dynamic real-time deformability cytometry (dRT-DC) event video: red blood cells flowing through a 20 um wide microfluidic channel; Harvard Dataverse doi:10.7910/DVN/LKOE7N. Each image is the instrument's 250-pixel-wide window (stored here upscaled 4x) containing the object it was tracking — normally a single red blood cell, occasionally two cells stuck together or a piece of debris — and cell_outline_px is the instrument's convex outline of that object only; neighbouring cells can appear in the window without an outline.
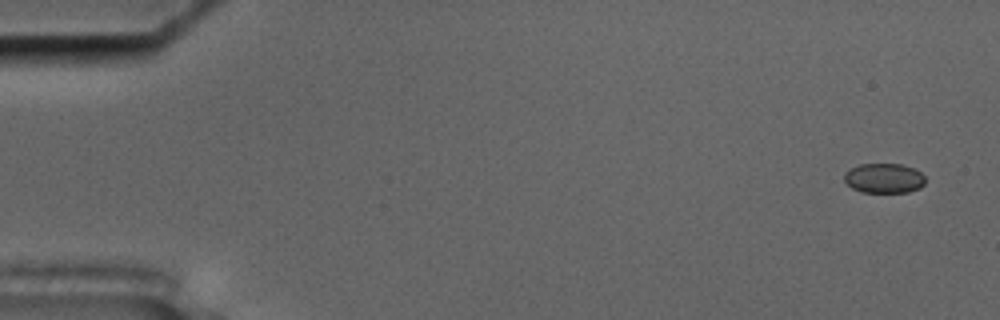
{"species": "common noctule bat (a hibernating species)", "species_latin": "Nyctalus noctula", "temperature_condition": "cold", "stored_images_in_passage": 57, "camera_frame_rate_fps": 3000, "um_per_image_px": 0.085, "animal": {"sex": "male", "body_mass_g": 17.5, "forearm_length_mm": 52.3}, "frame": {"image": 1, "passage_image": 3, "time_ms": 0.667, "image_size_px": [1000, 320], "cell_outline_px": [[924, 184], [920, 188], [908, 192], [860, 192], [852, 188], [844, 180], [844, 172], [860, 164], [900, 164], [912, 168], [920, 172], [924, 176]], "centroid_in_image_um": [75.13, 15.15], "position_along_channel_um": 9.9, "area_um2": 13.99}}
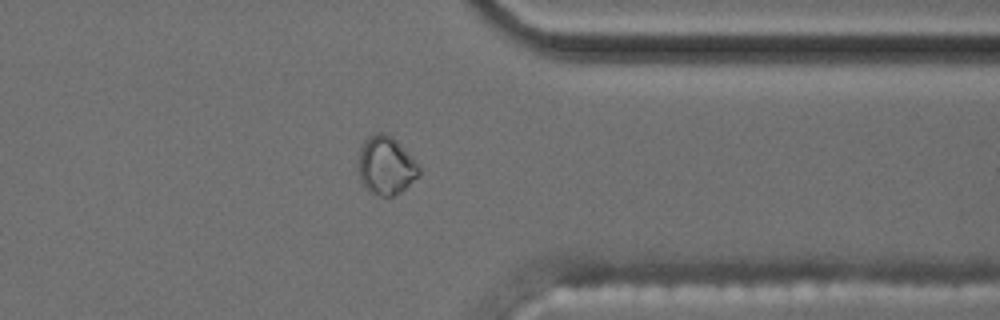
{"frame": {"image": 2, "passage_image": 45, "time_ms": 14.667, "image_size_px": [1000, 320], "cell_outline_px": [[420, 176], [400, 192], [392, 196], [380, 196], [368, 192], [360, 180], [360, 148], [364, 140], [368, 136], [376, 132], [384, 132], [392, 136], [396, 140], [420, 168]], "centroid_in_image_um": [32.8, 14.08], "position_along_channel_um": 378.6, "area_um2": 20.4}}
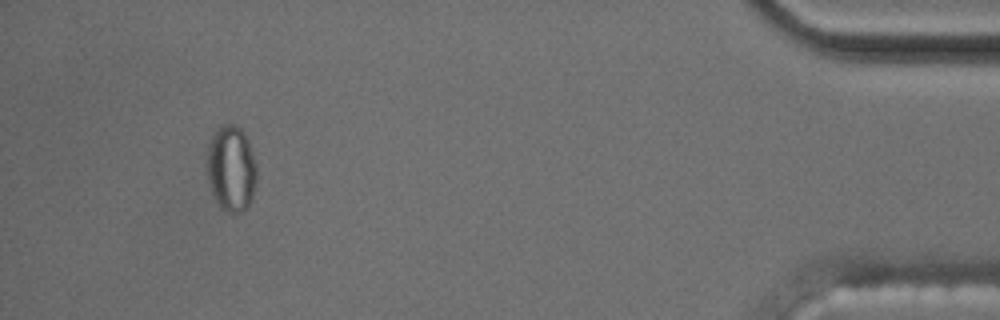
{"frame": {"image": 3, "passage_image": 53, "time_ms": 17.333, "image_size_px": [1000, 320], "cell_outline_px": [[256, 180], [252, 196], [248, 208], [244, 212], [228, 212], [220, 208], [212, 192], [208, 180], [208, 144], [216, 128], [220, 124], [236, 124], [240, 128], [248, 140], [252, 152], [256, 168]], "centroid_in_image_um": [19.65, 14.32], "position_along_channel_um": 415.5, "area_um2": 24.85}}